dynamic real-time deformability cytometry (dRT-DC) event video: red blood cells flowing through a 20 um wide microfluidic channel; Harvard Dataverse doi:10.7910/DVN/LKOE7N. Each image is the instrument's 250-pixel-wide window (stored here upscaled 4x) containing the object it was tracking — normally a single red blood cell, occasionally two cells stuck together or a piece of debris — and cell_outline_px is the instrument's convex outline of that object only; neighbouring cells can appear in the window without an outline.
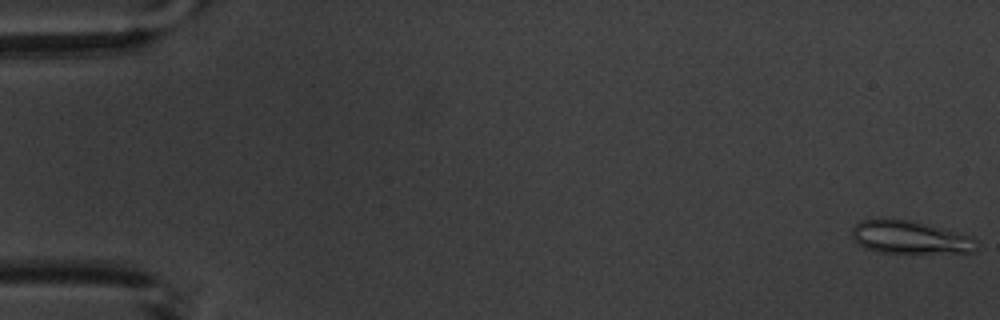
{"species": "common noctule bat (a hibernating species)", "species_latin": "Nyctalus noctula", "temperature_condition": "warm", "stored_images_in_passage": 9, "camera_frame_rate_fps": 3000, "um_per_image_px": 0.085, "animal": {"sex": "male", "body_mass_g": 20.1, "forearm_length_mm": 53.5}, "frame": {"image": 1, "passage_image": 1, "time_ms": 0.0, "image_size_px": [1000, 320], "cell_outline_px": [[976, 248], [972, 252], [876, 252], [864, 248], [852, 236], [852, 228], [860, 220], [908, 220], [944, 228], [972, 236]], "centroid_in_image_um": [77.32, 20.17], "position_along_channel_um": 7.7, "area_um2": 23.24}}
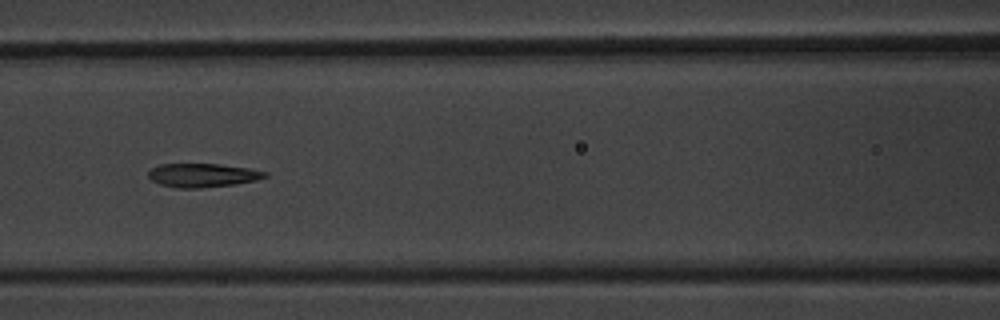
{"frame": {"image": 2, "passage_image": 8, "time_ms": 8.0, "image_size_px": [1000, 320], "cell_outline_px": [[268, 176], [256, 180], [236, 184], [200, 188], [176, 188], [160, 184], [152, 180], [148, 176], [148, 172], [152, 168], [160, 164], [220, 164], [248, 168], [268, 172]], "centroid_in_image_um": [17.23, 14.9], "position_along_channel_um": 149.4, "area_um2": 16.13}}
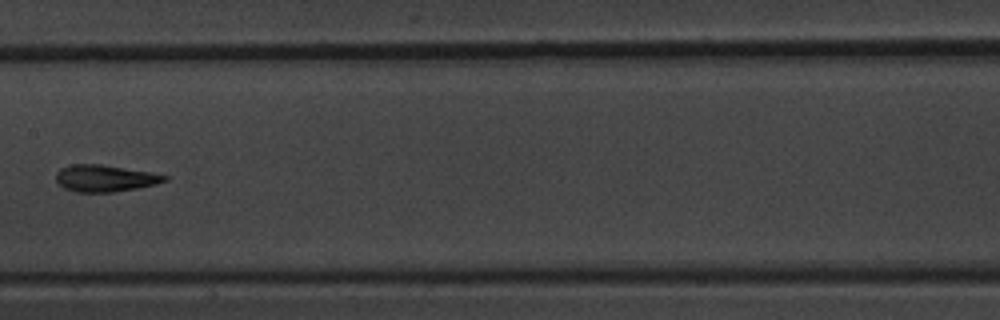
{"frame": {"image": 3, "passage_image": 9, "time_ms": 9.333, "image_size_px": [1000, 320], "cell_outline_px": [[168, 180], [156, 184], [136, 188], [112, 192], [76, 192], [64, 188], [56, 180], [56, 172], [60, 168], [72, 164], [100, 164], [152, 172], [168, 176]], "centroid_in_image_um": [8.92, 15.15], "position_along_channel_um": 198.5, "area_um2": 16.94}}